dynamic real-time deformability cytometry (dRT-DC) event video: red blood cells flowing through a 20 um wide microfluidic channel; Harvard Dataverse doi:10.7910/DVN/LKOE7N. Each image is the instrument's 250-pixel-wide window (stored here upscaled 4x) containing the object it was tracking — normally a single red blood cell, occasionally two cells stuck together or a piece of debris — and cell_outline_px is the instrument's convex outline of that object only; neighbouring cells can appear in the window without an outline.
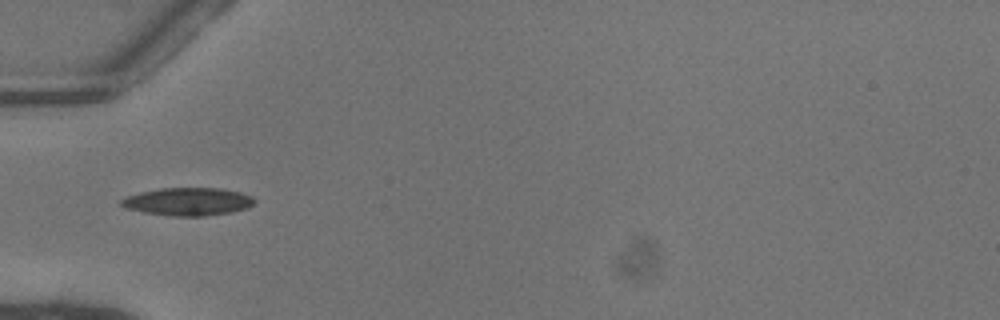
{"species": "common noctule bat (a hibernating species)", "species_latin": "Nyctalus noctula", "temperature_condition": "warm", "stored_images_in_passage": 32, "camera_frame_rate_fps": 3000, "um_per_image_px": 0.085, "animal": {"sex": "female"}, "frame": {"image": 1, "passage_image": 1, "time_ms": 0.0, "image_size_px": [1000, 320], "cell_outline_px": [[256, 200], [248, 208], [232, 212], [204, 216], [172, 216], [144, 212], [128, 208], [120, 204], [120, 200], [128, 196], [140, 192], [160, 188], [220, 188], [240, 192], [252, 196]], "centroid_in_image_um": [16.01, 17.13], "position_along_channel_um": 69.0, "area_um2": 21.56}}
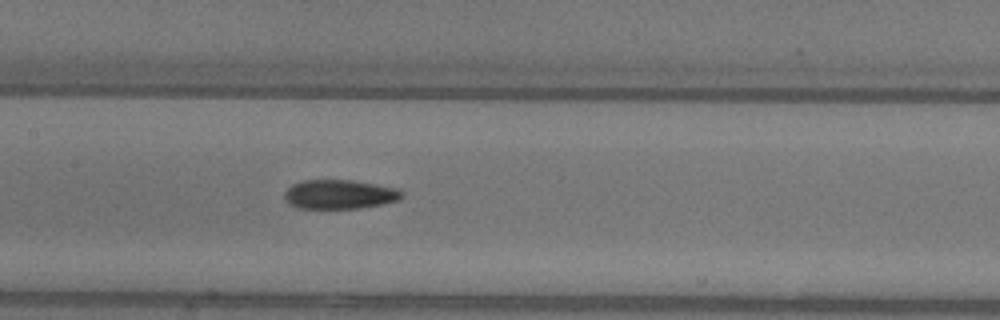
{"frame": {"image": 2, "passage_image": 9, "time_ms": 2.667, "image_size_px": [1000, 320], "cell_outline_px": [[404, 196], [400, 200], [360, 208], [300, 208], [288, 204], [284, 200], [284, 192], [292, 184], [304, 180], [352, 180], [396, 188], [404, 192]], "centroid_in_image_um": [28.85, 16.52], "position_along_channel_um": 178.6, "area_um2": 20.0}}
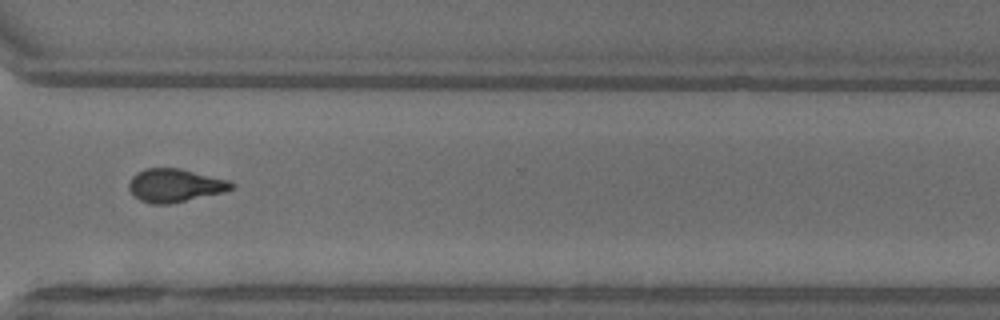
{"frame": {"image": 3, "passage_image": 22, "time_ms": 7.0, "image_size_px": [1000, 320], "cell_outline_px": [[236, 184], [232, 188], [224, 192], [168, 204], [152, 204], [140, 200], [132, 196], [128, 188], [128, 184], [132, 176], [136, 172], [144, 168], [180, 168], [232, 180]], "centroid_in_image_um": [14.87, 15.75], "position_along_channel_um": 355.7, "area_um2": 20.17}, "authors_computed_cell_mechanics": {"area_um2": 20.0855, "velocity_mm_per_s": 4.1025, "shape_relaxation_time_tau1_ms": 7.7374, "shape_relaxation_time_tau2_ms": 3.0858, "deformation_change_tau1": 0.2099, "deformation_change_tau2": 0.1067}}